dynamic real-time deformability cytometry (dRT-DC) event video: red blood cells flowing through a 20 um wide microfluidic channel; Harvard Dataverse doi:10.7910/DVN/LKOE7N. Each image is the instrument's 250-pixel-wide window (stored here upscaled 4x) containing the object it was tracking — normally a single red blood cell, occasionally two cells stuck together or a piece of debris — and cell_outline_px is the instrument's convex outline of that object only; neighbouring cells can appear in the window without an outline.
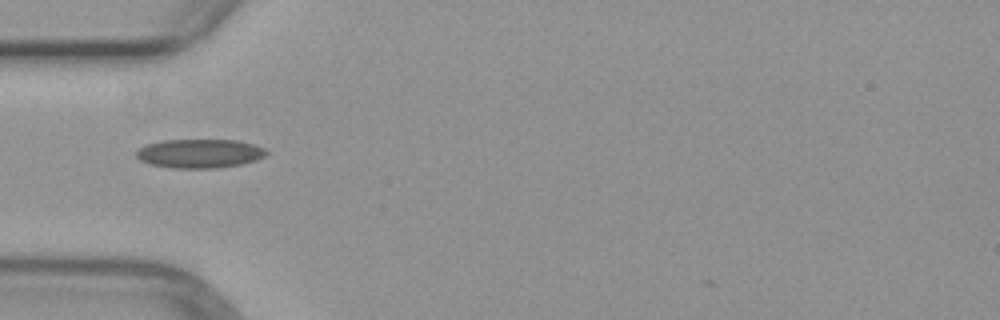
{"species": "common noctule bat (a hibernating species)", "species_latin": "Nyctalus noctula", "temperature_condition": "warm", "stored_images_in_passage": 2, "camera_frame_rate_fps": 3000, "um_per_image_px": 0.085, "animal": {"sex": "female", "body_mass_g": 29.2, "forearm_length_mm": 56.3}, "frame": {"image": 1, "passage_image": 1, "time_ms": 0.0, "image_size_px": [1000, 320], "cell_outline_px": [[268, 152], [264, 156], [256, 160], [240, 164], [216, 168], [172, 168], [152, 164], [140, 160], [136, 156], [136, 152], [144, 144], [164, 140], [236, 140], [252, 144], [264, 148]], "centroid_in_image_um": [16.95, 13.04], "position_along_channel_um": 68.1, "area_um2": 21.79}}
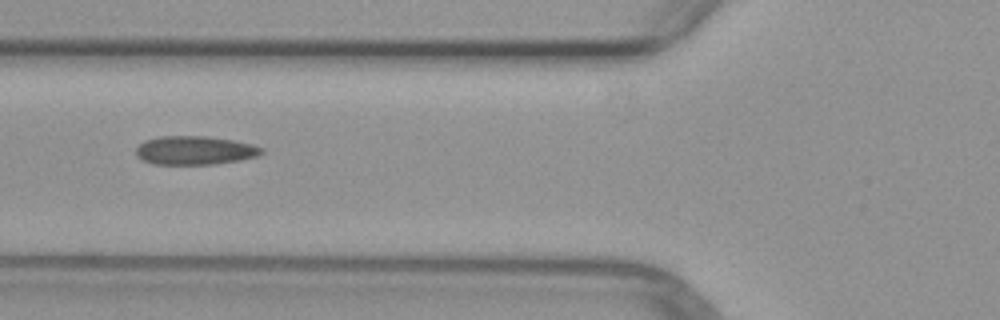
{"frame": {"image": 2, "passage_image": 2, "time_ms": 1.0, "image_size_px": [1000, 320], "cell_outline_px": [[264, 152], [260, 156], [240, 160], [216, 164], [152, 164], [136, 156], [136, 148], [144, 140], [160, 136], [204, 136], [232, 140], [252, 144], [264, 148]], "centroid_in_image_um": [16.58, 12.78], "position_along_channel_um": 109.2, "area_um2": 21.1}}